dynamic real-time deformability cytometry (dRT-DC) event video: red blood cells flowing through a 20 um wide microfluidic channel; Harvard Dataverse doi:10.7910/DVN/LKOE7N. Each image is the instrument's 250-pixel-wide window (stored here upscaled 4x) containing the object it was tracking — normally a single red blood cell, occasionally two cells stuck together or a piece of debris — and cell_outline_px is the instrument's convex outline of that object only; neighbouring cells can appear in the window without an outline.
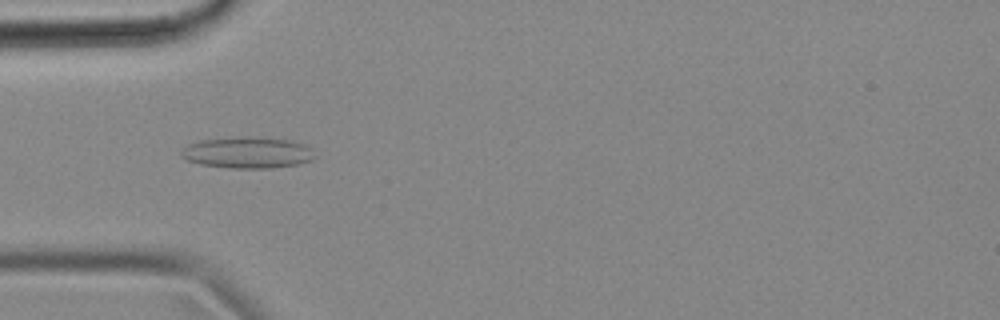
{"species": "common noctule bat (a hibernating species)", "species_latin": "Nyctalus noctula", "temperature_condition": "cold", "stored_images_in_passage": 54, "camera_frame_rate_fps": 3000, "um_per_image_px": 0.085, "animal": {"sex": "female", "body_mass_g": 18.4}, "frame": {"image": 1, "passage_image": 16, "time_ms": 5.0, "image_size_px": [1000, 320], "cell_outline_px": [[316, 156], [312, 160], [296, 164], [272, 168], [232, 168], [200, 164], [188, 160], [180, 156], [180, 152], [188, 144], [200, 140], [288, 140], [304, 144], [312, 148]], "centroid_in_image_um": [21.06, 13.03], "position_along_channel_um": 63.9, "area_um2": 23.06}}
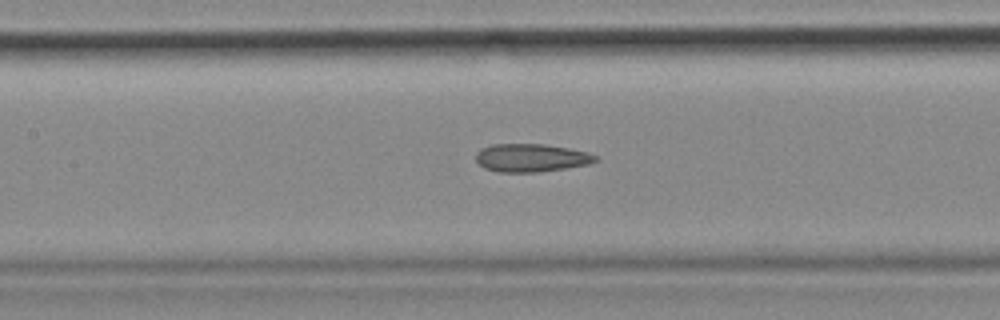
{"frame": {"image": 2, "passage_image": 24, "time_ms": 7.667, "image_size_px": [1000, 320], "cell_outline_px": [[600, 160], [588, 164], [564, 168], [536, 172], [500, 172], [484, 168], [476, 160], [476, 152], [480, 148], [492, 144], [544, 144], [568, 148], [588, 152], [596, 156]], "centroid_in_image_um": [45.13, 13.41], "position_along_channel_um": 162.3, "area_um2": 19.54}}
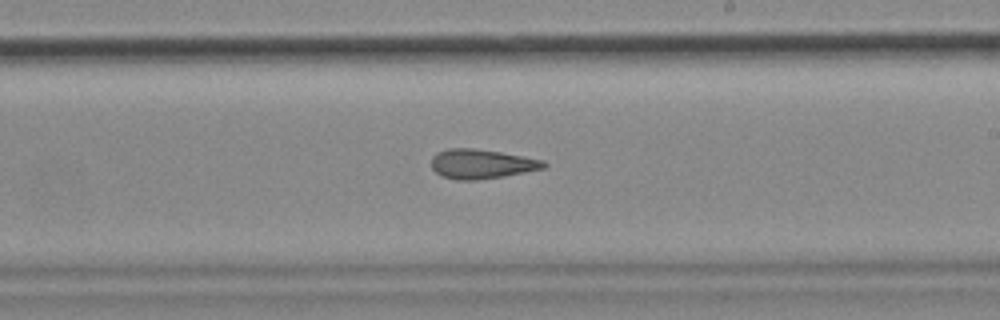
{"frame": {"image": 3, "passage_image": 31, "time_ms": 10.0, "image_size_px": [1000, 320], "cell_outline_px": [[548, 164], [544, 168], [504, 176], [476, 180], [456, 180], [440, 176], [432, 168], [432, 156], [436, 152], [448, 148], [472, 148], [500, 152], [544, 160]], "centroid_in_image_um": [40.9, 13.93], "position_along_channel_um": 248.1, "area_um2": 19.31}, "authors_computed_cell_mechanics": {"area_um2": 19.9988, "velocity_mm_per_s": 3.7063, "shape_relaxation_time_tau1_ms": null, "shape_relaxation_time_tau2_ms": 5.0864, "deformation_change_tau1": null, "deformation_change_tau2": 0.1514}}